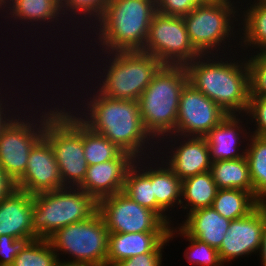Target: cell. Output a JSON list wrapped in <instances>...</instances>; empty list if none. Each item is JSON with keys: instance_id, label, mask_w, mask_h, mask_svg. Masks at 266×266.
Here are the masks:
<instances>
[{"instance_id": "obj_1", "label": "cell", "mask_w": 266, "mask_h": 266, "mask_svg": "<svg viewBox=\"0 0 266 266\" xmlns=\"http://www.w3.org/2000/svg\"><path fill=\"white\" fill-rule=\"evenodd\" d=\"M93 90L95 91L93 98L90 97L89 101L86 99L88 104L84 103L86 105L81 109L85 112L80 111V114H76L85 125L95 133L106 137L135 159L143 158V155H146V160L151 158L146 153L151 150L149 152L153 155L152 150L156 152V149L153 147L149 149V145L151 147L157 144L156 148L162 150L158 148V143L153 141L154 139L143 126L138 101L114 99L102 95L98 90Z\"/></svg>"}, {"instance_id": "obj_2", "label": "cell", "mask_w": 266, "mask_h": 266, "mask_svg": "<svg viewBox=\"0 0 266 266\" xmlns=\"http://www.w3.org/2000/svg\"><path fill=\"white\" fill-rule=\"evenodd\" d=\"M210 55L200 54L185 65L188 82L228 115H238L244 112L246 114L250 100L249 71L246 59L236 60L234 54L230 57L231 60L229 57L219 58L222 56L216 53ZM232 57H235L234 60ZM226 58H228L227 61H225Z\"/></svg>"}, {"instance_id": "obj_3", "label": "cell", "mask_w": 266, "mask_h": 266, "mask_svg": "<svg viewBox=\"0 0 266 266\" xmlns=\"http://www.w3.org/2000/svg\"><path fill=\"white\" fill-rule=\"evenodd\" d=\"M156 12V0H109L101 19L92 24L98 46L105 54L143 51Z\"/></svg>"}, {"instance_id": "obj_4", "label": "cell", "mask_w": 266, "mask_h": 266, "mask_svg": "<svg viewBox=\"0 0 266 266\" xmlns=\"http://www.w3.org/2000/svg\"><path fill=\"white\" fill-rule=\"evenodd\" d=\"M187 82L184 65H163L138 99L143 126L160 144L175 134L181 91Z\"/></svg>"}, {"instance_id": "obj_5", "label": "cell", "mask_w": 266, "mask_h": 266, "mask_svg": "<svg viewBox=\"0 0 266 266\" xmlns=\"http://www.w3.org/2000/svg\"><path fill=\"white\" fill-rule=\"evenodd\" d=\"M98 211V202L78 187L33 195V232L47 239L56 230L85 221Z\"/></svg>"}, {"instance_id": "obj_6", "label": "cell", "mask_w": 266, "mask_h": 266, "mask_svg": "<svg viewBox=\"0 0 266 266\" xmlns=\"http://www.w3.org/2000/svg\"><path fill=\"white\" fill-rule=\"evenodd\" d=\"M67 110L71 108L57 107L46 120L43 137L54 152L63 185L78 187L88 167L83 148V122L74 111Z\"/></svg>"}, {"instance_id": "obj_7", "label": "cell", "mask_w": 266, "mask_h": 266, "mask_svg": "<svg viewBox=\"0 0 266 266\" xmlns=\"http://www.w3.org/2000/svg\"><path fill=\"white\" fill-rule=\"evenodd\" d=\"M106 57L110 64L102 68L104 76L101 71V77L96 76L104 77L102 83L98 80L96 88L102 95L120 100L138 101L163 66L157 58L143 51L109 52Z\"/></svg>"}, {"instance_id": "obj_8", "label": "cell", "mask_w": 266, "mask_h": 266, "mask_svg": "<svg viewBox=\"0 0 266 266\" xmlns=\"http://www.w3.org/2000/svg\"><path fill=\"white\" fill-rule=\"evenodd\" d=\"M108 229L97 211L85 221L67 225L47 238L52 248L70 254L72 260L61 261L78 266H106Z\"/></svg>"}, {"instance_id": "obj_9", "label": "cell", "mask_w": 266, "mask_h": 266, "mask_svg": "<svg viewBox=\"0 0 266 266\" xmlns=\"http://www.w3.org/2000/svg\"><path fill=\"white\" fill-rule=\"evenodd\" d=\"M234 4V0H202L182 17L190 42L200 54L212 55L215 51L218 54L221 43H226L232 35L236 38L233 22L238 21L235 16L241 15Z\"/></svg>"}, {"instance_id": "obj_10", "label": "cell", "mask_w": 266, "mask_h": 266, "mask_svg": "<svg viewBox=\"0 0 266 266\" xmlns=\"http://www.w3.org/2000/svg\"><path fill=\"white\" fill-rule=\"evenodd\" d=\"M56 110L57 107L55 106L54 109L50 108L47 112L42 111L40 119L35 118L36 115L33 114L34 119L33 116H31V119L29 118L30 116H28L25 120L24 117L22 119L15 114L11 121L1 131L0 167L15 182L24 175L30 151L43 137L46 120Z\"/></svg>"}, {"instance_id": "obj_11", "label": "cell", "mask_w": 266, "mask_h": 266, "mask_svg": "<svg viewBox=\"0 0 266 266\" xmlns=\"http://www.w3.org/2000/svg\"><path fill=\"white\" fill-rule=\"evenodd\" d=\"M143 52L163 65H186L200 53L193 47L182 17L156 12L152 18Z\"/></svg>"}, {"instance_id": "obj_12", "label": "cell", "mask_w": 266, "mask_h": 266, "mask_svg": "<svg viewBox=\"0 0 266 266\" xmlns=\"http://www.w3.org/2000/svg\"><path fill=\"white\" fill-rule=\"evenodd\" d=\"M98 212L108 232H168L170 228L155 212L139 205L123 191L99 200Z\"/></svg>"}, {"instance_id": "obj_13", "label": "cell", "mask_w": 266, "mask_h": 266, "mask_svg": "<svg viewBox=\"0 0 266 266\" xmlns=\"http://www.w3.org/2000/svg\"><path fill=\"white\" fill-rule=\"evenodd\" d=\"M227 115L215 102L187 82L181 91L175 135L181 138L205 137Z\"/></svg>"}, {"instance_id": "obj_14", "label": "cell", "mask_w": 266, "mask_h": 266, "mask_svg": "<svg viewBox=\"0 0 266 266\" xmlns=\"http://www.w3.org/2000/svg\"><path fill=\"white\" fill-rule=\"evenodd\" d=\"M64 187L54 152L42 137L31 149L25 173L16 182V188L34 195Z\"/></svg>"}, {"instance_id": "obj_15", "label": "cell", "mask_w": 266, "mask_h": 266, "mask_svg": "<svg viewBox=\"0 0 266 266\" xmlns=\"http://www.w3.org/2000/svg\"><path fill=\"white\" fill-rule=\"evenodd\" d=\"M264 226V203H260L246 217L232 220L218 249L221 262L259 251Z\"/></svg>"}, {"instance_id": "obj_16", "label": "cell", "mask_w": 266, "mask_h": 266, "mask_svg": "<svg viewBox=\"0 0 266 266\" xmlns=\"http://www.w3.org/2000/svg\"><path fill=\"white\" fill-rule=\"evenodd\" d=\"M135 158L123 152L118 158L87 167L83 182L78 188L91 195L97 202L102 198L123 191L127 171Z\"/></svg>"}, {"instance_id": "obj_17", "label": "cell", "mask_w": 266, "mask_h": 266, "mask_svg": "<svg viewBox=\"0 0 266 266\" xmlns=\"http://www.w3.org/2000/svg\"><path fill=\"white\" fill-rule=\"evenodd\" d=\"M173 135L174 140L170 139L166 141V143H173L174 141V145L171 144V148H168V150H172L166 153L171 154L169 158L167 154H165L167 159L164 163L181 180L210 171L212 161L210 148L205 137L187 136L183 138V141H180L181 138L178 137V135ZM179 141L180 145L176 147V143L178 145ZM173 146H175V148Z\"/></svg>"}, {"instance_id": "obj_18", "label": "cell", "mask_w": 266, "mask_h": 266, "mask_svg": "<svg viewBox=\"0 0 266 266\" xmlns=\"http://www.w3.org/2000/svg\"><path fill=\"white\" fill-rule=\"evenodd\" d=\"M32 218L33 195L16 188L0 201V236L9 235L27 242L36 240Z\"/></svg>"}, {"instance_id": "obj_19", "label": "cell", "mask_w": 266, "mask_h": 266, "mask_svg": "<svg viewBox=\"0 0 266 266\" xmlns=\"http://www.w3.org/2000/svg\"><path fill=\"white\" fill-rule=\"evenodd\" d=\"M167 243L168 232H109L106 266H114L122 260L147 252H162Z\"/></svg>"}, {"instance_id": "obj_20", "label": "cell", "mask_w": 266, "mask_h": 266, "mask_svg": "<svg viewBox=\"0 0 266 266\" xmlns=\"http://www.w3.org/2000/svg\"><path fill=\"white\" fill-rule=\"evenodd\" d=\"M242 125L244 124H242L239 114L227 115L205 136L210 148L212 162L245 157L246 150L242 149L241 153L239 146H241L240 143L242 144V140L245 138L242 135L246 136L248 134L249 136L250 134L249 132L247 133V129H244Z\"/></svg>"}, {"instance_id": "obj_21", "label": "cell", "mask_w": 266, "mask_h": 266, "mask_svg": "<svg viewBox=\"0 0 266 266\" xmlns=\"http://www.w3.org/2000/svg\"><path fill=\"white\" fill-rule=\"evenodd\" d=\"M187 217V218H186ZM179 227L190 237L219 249L229 228L230 220L221 216L213 207L197 209L185 216Z\"/></svg>"}, {"instance_id": "obj_22", "label": "cell", "mask_w": 266, "mask_h": 266, "mask_svg": "<svg viewBox=\"0 0 266 266\" xmlns=\"http://www.w3.org/2000/svg\"><path fill=\"white\" fill-rule=\"evenodd\" d=\"M162 158L161 165L151 167V184L153 185V194L155 195L157 202V215L169 226H171L170 217L165 212L168 209L174 208L175 204L181 206V183L182 180L166 165L165 159ZM155 167V168H154ZM165 213V214H164ZM170 220V221H169Z\"/></svg>"}, {"instance_id": "obj_23", "label": "cell", "mask_w": 266, "mask_h": 266, "mask_svg": "<svg viewBox=\"0 0 266 266\" xmlns=\"http://www.w3.org/2000/svg\"><path fill=\"white\" fill-rule=\"evenodd\" d=\"M5 8L8 9L5 10ZM3 9L12 16L11 18L16 19L15 23L17 20H21V23L24 24L27 21L25 23L29 24L30 22L31 25L38 24V22L41 25L43 22L47 23L46 25L49 23L50 26V23L55 21L56 26H59L57 21L62 16L60 0H11Z\"/></svg>"}, {"instance_id": "obj_24", "label": "cell", "mask_w": 266, "mask_h": 266, "mask_svg": "<svg viewBox=\"0 0 266 266\" xmlns=\"http://www.w3.org/2000/svg\"><path fill=\"white\" fill-rule=\"evenodd\" d=\"M218 190L210 171L185 178L181 183V199L184 201L181 200L180 207L188 209L187 214L197 209L212 207Z\"/></svg>"}, {"instance_id": "obj_25", "label": "cell", "mask_w": 266, "mask_h": 266, "mask_svg": "<svg viewBox=\"0 0 266 266\" xmlns=\"http://www.w3.org/2000/svg\"><path fill=\"white\" fill-rule=\"evenodd\" d=\"M210 172L219 189H240L253 195V185L246 157L213 161Z\"/></svg>"}, {"instance_id": "obj_26", "label": "cell", "mask_w": 266, "mask_h": 266, "mask_svg": "<svg viewBox=\"0 0 266 266\" xmlns=\"http://www.w3.org/2000/svg\"><path fill=\"white\" fill-rule=\"evenodd\" d=\"M143 159L145 161V157L135 159L134 164L127 171L123 192L139 205L157 214V202L151 184V167L144 166L146 163L143 162ZM142 167L145 168L142 169Z\"/></svg>"}, {"instance_id": "obj_27", "label": "cell", "mask_w": 266, "mask_h": 266, "mask_svg": "<svg viewBox=\"0 0 266 266\" xmlns=\"http://www.w3.org/2000/svg\"><path fill=\"white\" fill-rule=\"evenodd\" d=\"M251 3L247 4L251 5L250 9L247 6L248 9L241 12L243 15L239 17V19L243 18L241 19L243 27L238 29L244 36L241 37L242 41H239L237 45L246 48L252 46V49L254 47L258 48L260 52H266V0H254Z\"/></svg>"}, {"instance_id": "obj_28", "label": "cell", "mask_w": 266, "mask_h": 266, "mask_svg": "<svg viewBox=\"0 0 266 266\" xmlns=\"http://www.w3.org/2000/svg\"><path fill=\"white\" fill-rule=\"evenodd\" d=\"M260 202L248 191L219 189L212 207L230 221L246 217Z\"/></svg>"}, {"instance_id": "obj_29", "label": "cell", "mask_w": 266, "mask_h": 266, "mask_svg": "<svg viewBox=\"0 0 266 266\" xmlns=\"http://www.w3.org/2000/svg\"><path fill=\"white\" fill-rule=\"evenodd\" d=\"M246 146L245 157L248 161L253 185V196L260 202L266 203V137L252 135Z\"/></svg>"}, {"instance_id": "obj_30", "label": "cell", "mask_w": 266, "mask_h": 266, "mask_svg": "<svg viewBox=\"0 0 266 266\" xmlns=\"http://www.w3.org/2000/svg\"><path fill=\"white\" fill-rule=\"evenodd\" d=\"M83 148L88 166L118 158L122 151L101 134L95 133L83 123Z\"/></svg>"}, {"instance_id": "obj_31", "label": "cell", "mask_w": 266, "mask_h": 266, "mask_svg": "<svg viewBox=\"0 0 266 266\" xmlns=\"http://www.w3.org/2000/svg\"><path fill=\"white\" fill-rule=\"evenodd\" d=\"M58 257L47 239L26 242L11 266H55Z\"/></svg>"}, {"instance_id": "obj_32", "label": "cell", "mask_w": 266, "mask_h": 266, "mask_svg": "<svg viewBox=\"0 0 266 266\" xmlns=\"http://www.w3.org/2000/svg\"><path fill=\"white\" fill-rule=\"evenodd\" d=\"M177 229H179L177 231ZM179 232V233H177ZM180 234L184 238L187 237L190 245L185 250V258L194 265L200 266H224L220 260L218 250L209 246L207 243L199 241L194 237L188 236L180 227H170L168 231V239L173 238L174 234Z\"/></svg>"}, {"instance_id": "obj_33", "label": "cell", "mask_w": 266, "mask_h": 266, "mask_svg": "<svg viewBox=\"0 0 266 266\" xmlns=\"http://www.w3.org/2000/svg\"><path fill=\"white\" fill-rule=\"evenodd\" d=\"M108 2L109 0H60V9L61 13L65 15V17L69 12V16H71V18L72 16L74 18L76 17V19L78 17L84 22L87 20L88 17L89 21H86L85 24H89V27H91V19L92 22L95 21L97 23L103 16ZM77 15H79L80 17L82 15L83 16L80 18Z\"/></svg>"}, {"instance_id": "obj_34", "label": "cell", "mask_w": 266, "mask_h": 266, "mask_svg": "<svg viewBox=\"0 0 266 266\" xmlns=\"http://www.w3.org/2000/svg\"><path fill=\"white\" fill-rule=\"evenodd\" d=\"M256 52V55L246 58L250 97H266V52Z\"/></svg>"}, {"instance_id": "obj_35", "label": "cell", "mask_w": 266, "mask_h": 266, "mask_svg": "<svg viewBox=\"0 0 266 266\" xmlns=\"http://www.w3.org/2000/svg\"><path fill=\"white\" fill-rule=\"evenodd\" d=\"M245 115L255 121L256 129L252 135L266 137V97H250Z\"/></svg>"}, {"instance_id": "obj_36", "label": "cell", "mask_w": 266, "mask_h": 266, "mask_svg": "<svg viewBox=\"0 0 266 266\" xmlns=\"http://www.w3.org/2000/svg\"><path fill=\"white\" fill-rule=\"evenodd\" d=\"M202 0H156L157 12L175 17L190 13Z\"/></svg>"}, {"instance_id": "obj_37", "label": "cell", "mask_w": 266, "mask_h": 266, "mask_svg": "<svg viewBox=\"0 0 266 266\" xmlns=\"http://www.w3.org/2000/svg\"><path fill=\"white\" fill-rule=\"evenodd\" d=\"M25 240H18L9 235L0 236V266H11L16 255L19 253L22 246L26 243Z\"/></svg>"}, {"instance_id": "obj_38", "label": "cell", "mask_w": 266, "mask_h": 266, "mask_svg": "<svg viewBox=\"0 0 266 266\" xmlns=\"http://www.w3.org/2000/svg\"><path fill=\"white\" fill-rule=\"evenodd\" d=\"M162 252H147L122 260L114 266H161Z\"/></svg>"}, {"instance_id": "obj_39", "label": "cell", "mask_w": 266, "mask_h": 266, "mask_svg": "<svg viewBox=\"0 0 266 266\" xmlns=\"http://www.w3.org/2000/svg\"><path fill=\"white\" fill-rule=\"evenodd\" d=\"M16 189V182L0 167V201Z\"/></svg>"}, {"instance_id": "obj_40", "label": "cell", "mask_w": 266, "mask_h": 266, "mask_svg": "<svg viewBox=\"0 0 266 266\" xmlns=\"http://www.w3.org/2000/svg\"><path fill=\"white\" fill-rule=\"evenodd\" d=\"M2 98V96L0 95V133H1V131L3 130V128L11 121V119L15 116V115H13V113H12V115H10L7 111H6V107H8V104H7V106H6V101L4 102V100H6V99H1ZM3 100V101H2ZM4 103V104H3ZM5 108V109H4ZM6 112H7V114H6ZM8 117H7V116ZM11 116V117H10Z\"/></svg>"}, {"instance_id": "obj_41", "label": "cell", "mask_w": 266, "mask_h": 266, "mask_svg": "<svg viewBox=\"0 0 266 266\" xmlns=\"http://www.w3.org/2000/svg\"><path fill=\"white\" fill-rule=\"evenodd\" d=\"M259 256L261 257V263L263 264V266H266V203H264V226L262 229V239L261 246L259 248Z\"/></svg>"}, {"instance_id": "obj_42", "label": "cell", "mask_w": 266, "mask_h": 266, "mask_svg": "<svg viewBox=\"0 0 266 266\" xmlns=\"http://www.w3.org/2000/svg\"><path fill=\"white\" fill-rule=\"evenodd\" d=\"M55 266H78V265L61 262V260H59Z\"/></svg>"}, {"instance_id": "obj_43", "label": "cell", "mask_w": 266, "mask_h": 266, "mask_svg": "<svg viewBox=\"0 0 266 266\" xmlns=\"http://www.w3.org/2000/svg\"><path fill=\"white\" fill-rule=\"evenodd\" d=\"M10 1L11 0H0V10L2 9V11H4L3 7Z\"/></svg>"}]
</instances>
